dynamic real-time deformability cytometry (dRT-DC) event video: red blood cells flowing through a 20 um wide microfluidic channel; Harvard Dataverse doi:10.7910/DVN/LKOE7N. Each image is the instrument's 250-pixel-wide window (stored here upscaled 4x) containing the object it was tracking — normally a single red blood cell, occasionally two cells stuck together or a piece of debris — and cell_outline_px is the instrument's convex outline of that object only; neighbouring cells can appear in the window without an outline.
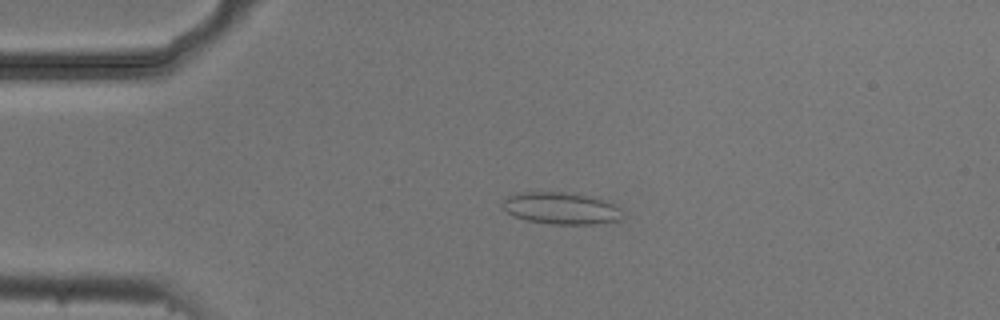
{"species": "common noctule bat (a hibernating species)", "species_latin": "Nyctalus noctula", "temperature_condition": "cold", "stored_images_in_passage": 54, "camera_frame_rate_fps": 3000, "um_per_image_px": 0.085, "animal": {"sex": "male", "body_mass_g": 20.5, "forearm_length_mm": 52.5}, "frame": {"image": 1, "passage_image": 12, "time_ms": 3.667, "image_size_px": [1000, 320], "cell_outline_px": [[620, 220], [596, 224], [552, 224], [528, 220], [516, 216], [508, 212], [500, 204], [508, 196], [520, 192], [576, 192], [604, 200], [620, 208]], "centroid_in_image_um": [47.69, 17.69], "position_along_channel_um": 37.3, "area_um2": 22.2}}
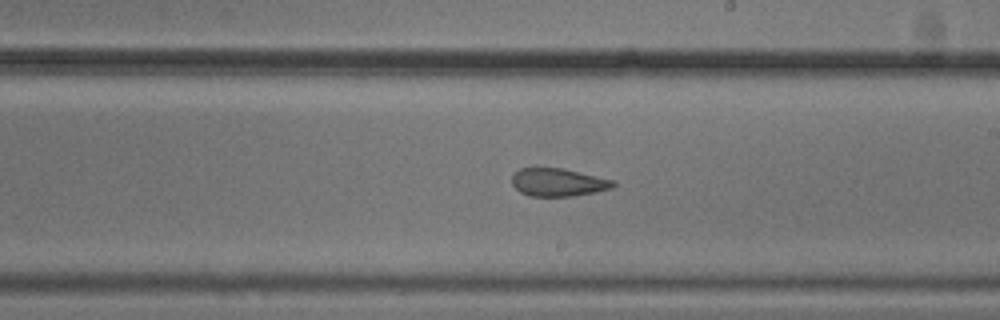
{"frame": {"image": 2, "passage_image": 31, "time_ms": 10.0, "image_size_px": [1000, 320], "cell_outline_px": [[616, 184], [612, 188], [596, 192], [572, 196], [528, 196], [520, 192], [512, 184], [512, 176], [520, 168], [564, 168], [616, 180]], "centroid_in_image_um": [47.48, 15.49], "position_along_channel_um": 241.5, "area_um2": 16.65}}
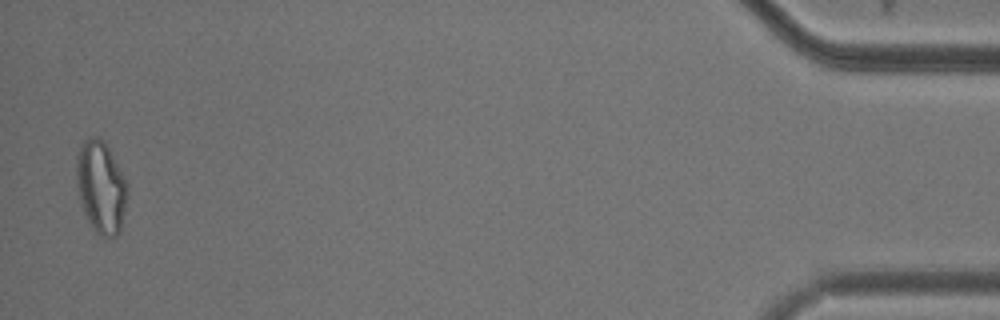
{"frame": {"image": 3, "passage_image": 53, "time_ms": 17.333, "image_size_px": [1000, 320], "cell_outline_px": [[128, 192], [120, 232], [116, 236], [104, 240], [92, 228], [80, 204], [76, 184], [76, 156], [80, 144], [88, 136], [96, 136], [104, 140], [128, 184]], "centroid_in_image_um": [8.56, 15.91], "position_along_channel_um": 426.6, "area_um2": 27.92}, "authors_computed_cell_mechanics": {"area_um2": 20.4323, "velocity_mm_per_s": 3.7317, "shape_relaxation_time_tau1_ms": null, "shape_relaxation_time_tau2_ms": 2.9125, "deformation_change_tau1": null, "deformation_change_tau2": 0.086}}